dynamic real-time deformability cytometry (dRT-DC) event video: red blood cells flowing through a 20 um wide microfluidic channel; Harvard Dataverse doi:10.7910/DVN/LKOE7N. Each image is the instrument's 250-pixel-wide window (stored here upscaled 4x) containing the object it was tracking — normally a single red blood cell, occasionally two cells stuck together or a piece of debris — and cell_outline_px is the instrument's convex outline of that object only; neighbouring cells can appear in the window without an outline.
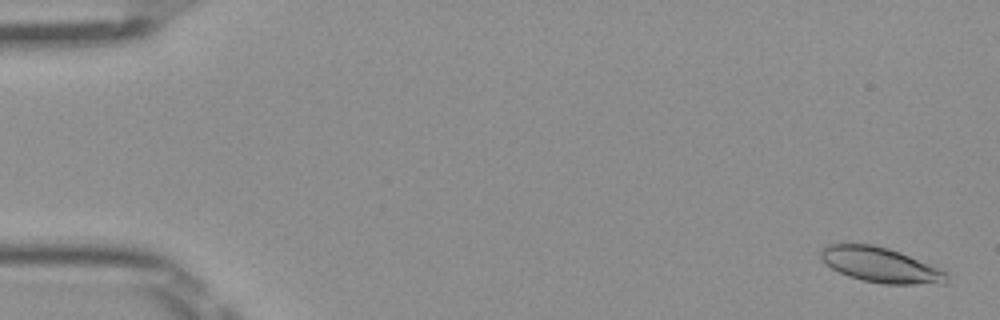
{"species": "Egyptian fruit bat (a non-hibernating species)", "species_latin": "Rousettus aegyptiacus", "temperature_condition": "room temperature", "stored_images_in_passage": 51, "camera_frame_rate_fps": 3000, "um_per_image_px": 0.085, "frame": {"image": 1, "passage_image": 2, "time_ms": 0.333, "image_size_px": [1000, 320], "cell_outline_px": [[948, 280], [944, 284], [884, 284], [864, 280], [848, 276], [824, 264], [820, 260], [820, 252], [828, 244], [872, 244], [888, 248], [900, 252], [940, 268], [948, 272]], "centroid_in_image_um": [74.87, 22.52], "position_along_channel_um": 10.1, "area_um2": 25.78}}
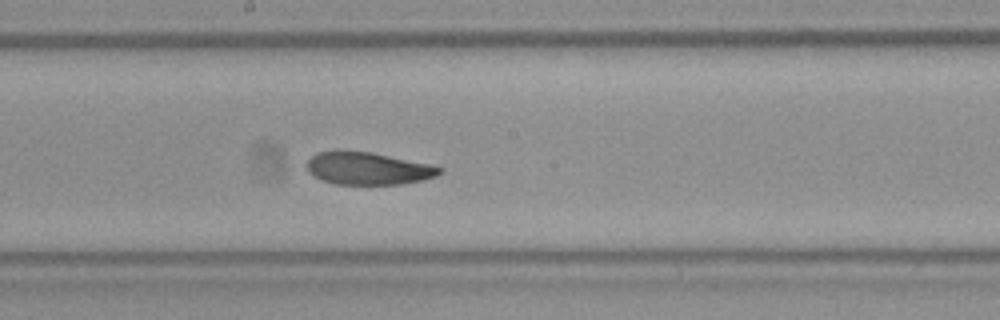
{"frame": {"image": 2, "passage_image": 28, "time_ms": 9.0, "image_size_px": [1000, 320], "cell_outline_px": [[444, 172], [436, 176], [420, 180], [400, 184], [336, 184], [320, 180], [308, 172], [308, 160], [316, 152], [336, 148], [372, 152], [428, 164], [444, 168]], "centroid_in_image_um": [31.22, 14.29], "position_along_channel_um": 217.0, "area_um2": 25.49}}
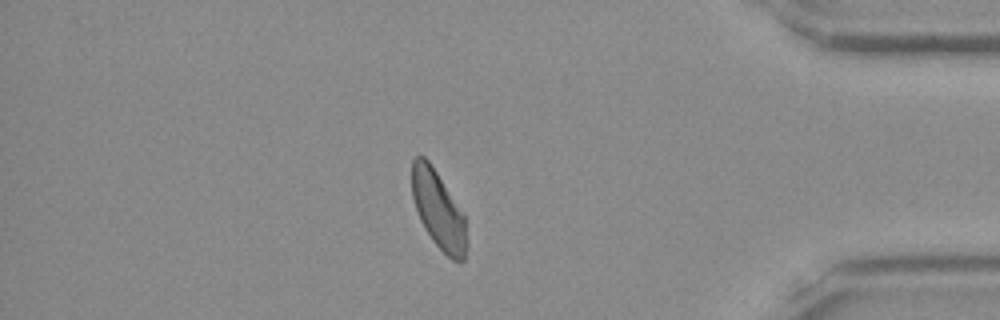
{"frame": {"image": 3, "passage_image": 44, "time_ms": 14.333, "image_size_px": [1000, 320], "cell_outline_px": [[468, 244], [464, 260], [452, 260], [432, 240], [424, 228], [420, 220], [412, 196], [412, 160], [416, 156], [424, 156], [428, 160], [464, 212]], "centroid_in_image_um": [37.29, 17.85], "position_along_channel_um": 397.9, "area_um2": 24.85}, "authors_computed_cell_mechanics": {"area_um2": 25.8944, "velocity_mm_per_s": 4.0127, "shape_relaxation_time_tau1_ms": 3.4574, "shape_relaxation_time_tau2_ms": 1.3737, "deformation_change_tau1": 0.1071, "deformation_change_tau2": 0.0763}}